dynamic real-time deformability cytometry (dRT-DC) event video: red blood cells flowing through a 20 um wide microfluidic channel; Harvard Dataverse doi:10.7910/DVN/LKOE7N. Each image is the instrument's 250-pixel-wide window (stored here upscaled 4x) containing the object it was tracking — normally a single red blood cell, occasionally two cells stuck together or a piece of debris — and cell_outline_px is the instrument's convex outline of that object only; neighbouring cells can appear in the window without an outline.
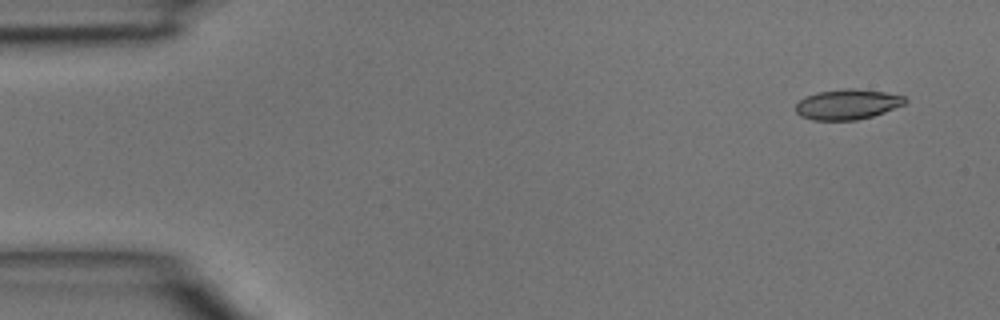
{"species": "common noctule bat (a hibernating species)", "species_latin": "Nyctalus noctula", "temperature_condition": "room temperature", "stored_images_in_passage": 5, "segment_of_instrument_passage": [1, 2], "camera_frame_rate_fps": 3000, "um_per_image_px": 0.085, "animal": {"sex": "male", "body_mass_g": 15.6}, "frame": {"image": 1, "passage_image": 1, "time_ms": 0.0, "image_size_px": [1000, 320], "cell_outline_px": [[908, 100], [904, 104], [884, 112], [872, 116], [856, 120], [812, 120], [800, 116], [796, 112], [796, 104], [804, 96], [816, 92], [844, 88], [856, 88], [884, 92], [904, 96]], "centroid_in_image_um": [72.0, 8.86], "position_along_channel_um": 13.0, "area_um2": 19.36}}
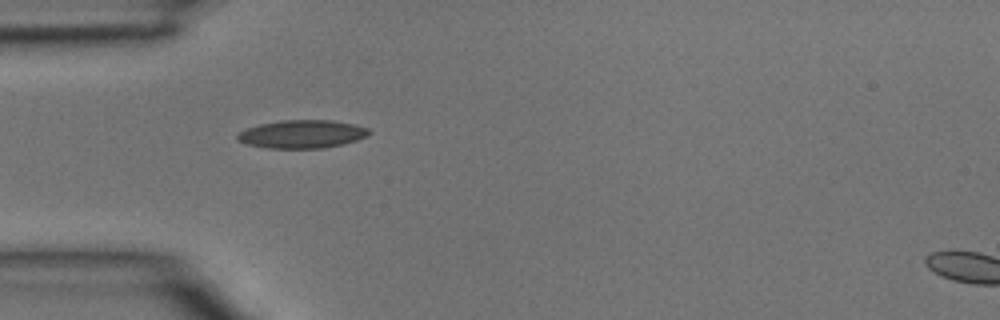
{"frame": {"image": 2, "passage_image": 4, "time_ms": 1.0, "image_size_px": [1000, 320], "cell_outline_px": [[372, 132], [368, 136], [344, 144], [324, 148], [268, 148], [248, 144], [236, 140], [236, 136], [240, 132], [248, 128], [260, 124], [284, 120], [332, 120], [356, 124], [368, 128]], "centroid_in_image_um": [25.73, 11.4], "position_along_channel_um": 59.3, "area_um2": 21.62}}